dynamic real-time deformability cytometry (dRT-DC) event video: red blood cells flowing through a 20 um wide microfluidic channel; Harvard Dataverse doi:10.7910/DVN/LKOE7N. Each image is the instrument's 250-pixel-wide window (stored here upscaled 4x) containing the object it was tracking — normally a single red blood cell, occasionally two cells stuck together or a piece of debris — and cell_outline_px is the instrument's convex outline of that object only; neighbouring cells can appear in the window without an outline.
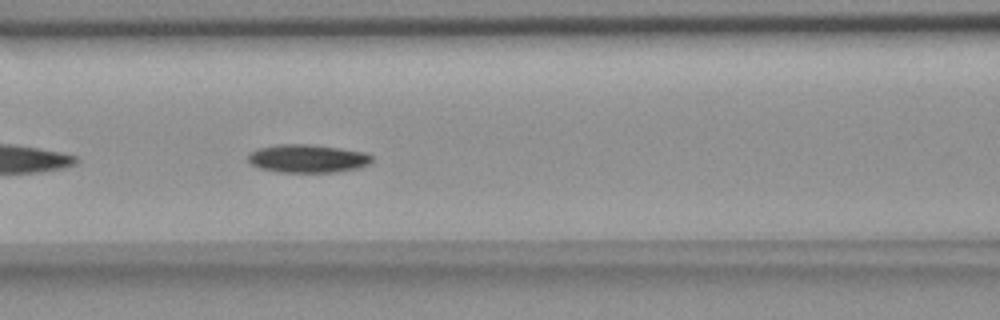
{"species": "common noctule bat (a hibernating species)", "species_latin": "Nyctalus noctula", "temperature_condition": "room temperature", "stored_images_in_passage": 41, "camera_frame_rate_fps": 3000, "um_per_image_px": 0.085, "animal": {"sex": "female", "body_mass_g": 18.4}, "frame": {"image": 1, "passage_image": 8, "time_ms": 2.333, "image_size_px": [1000, 320], "cell_outline_px": [[372, 164], [360, 168], [336, 172], [276, 172], [260, 168], [252, 164], [248, 160], [248, 152], [256, 148], [276, 144], [308, 144], [340, 148], [364, 152], [372, 156]], "centroid_in_image_um": [26.14, 13.47], "position_along_channel_um": 140.5, "area_um2": 20.63}}
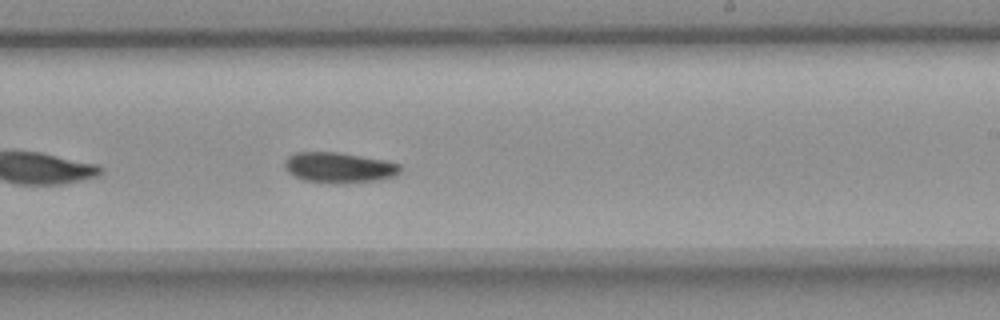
{"frame": {"image": 2, "passage_image": 18, "time_ms": 5.667, "image_size_px": [1000, 320], "cell_outline_px": [[400, 172], [396, 176], [380, 180], [344, 184], [336, 184], [304, 180], [288, 172], [284, 168], [284, 160], [288, 156], [296, 152], [336, 152], [384, 160], [400, 164]], "centroid_in_image_um": [28.82, 14.26], "position_along_channel_um": 260.2, "area_um2": 20.69}}
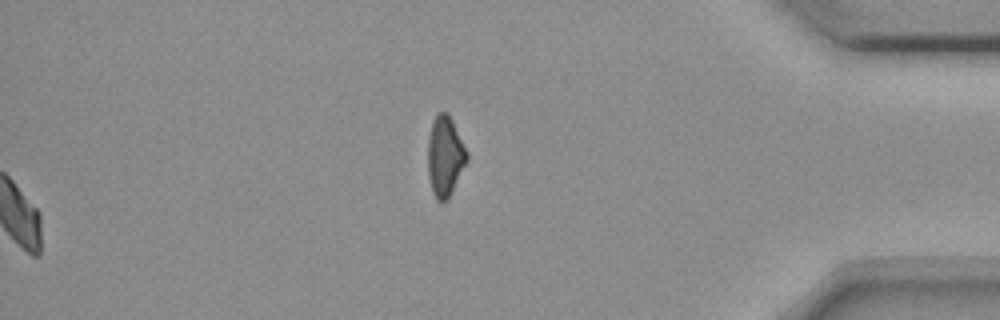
{"frame": {"image": 3, "passage_image": 41, "time_ms": 13.333, "image_size_px": [1000, 320], "cell_outline_px": [[468, 160], [448, 196], [444, 200], [436, 200], [432, 192], [428, 176], [428, 140], [432, 120], [436, 112], [448, 112], [468, 152]], "centroid_in_image_um": [37.81, 13.22], "position_along_channel_um": 397.4, "area_um2": 18.09}, "authors_computed_cell_mechanics": {"area_um2": 19.8832, "velocity_mm_per_s": 3.6124, "shape_relaxation_time_tau1_ms": 3.3209, "shape_relaxation_time_tau2_ms": null, "deformation_change_tau1": 0.1041, "deformation_change_tau2": null}}